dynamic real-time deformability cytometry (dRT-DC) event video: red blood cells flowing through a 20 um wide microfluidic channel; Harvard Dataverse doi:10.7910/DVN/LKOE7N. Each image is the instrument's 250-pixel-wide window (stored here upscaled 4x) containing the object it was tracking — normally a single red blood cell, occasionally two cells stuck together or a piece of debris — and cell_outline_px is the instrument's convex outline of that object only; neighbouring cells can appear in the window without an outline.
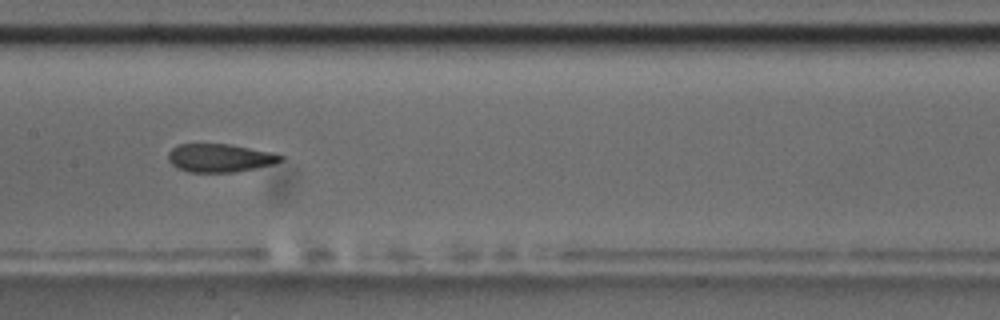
{"species": "common noctule bat (a hibernating species)", "species_latin": "Nyctalus noctula", "temperature_condition": "room temperature", "stored_images_in_passage": 12, "camera_frame_rate_fps": 3000, "um_per_image_px": 0.085, "animal": {"sex": "male", "body_mass_g": 17.5, "forearm_length_mm": 52.3}, "frame": {"image": 1, "passage_image": 9, "time_ms": 9.0, "image_size_px": [1000, 320], "cell_outline_px": [[284, 160], [272, 164], [256, 168], [232, 172], [188, 172], [176, 168], [168, 160], [168, 152], [172, 148], [180, 144], [228, 144], [272, 152], [284, 156]], "centroid_in_image_um": [18.68, 13.43], "position_along_channel_um": 188.7, "area_um2": 18.5}}